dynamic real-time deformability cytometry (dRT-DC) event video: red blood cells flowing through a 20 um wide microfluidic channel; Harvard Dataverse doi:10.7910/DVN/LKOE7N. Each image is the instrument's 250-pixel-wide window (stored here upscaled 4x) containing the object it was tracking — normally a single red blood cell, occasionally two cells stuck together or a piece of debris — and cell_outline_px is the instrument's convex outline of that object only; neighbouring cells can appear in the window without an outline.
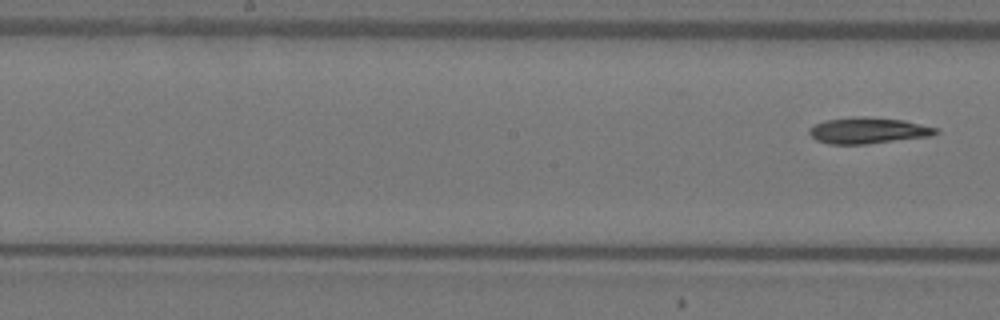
{"species": "Egyptian fruit bat (a non-hibernating species)", "species_latin": "Rousettus aegyptiacus", "temperature_condition": "warm", "stored_images_in_passage": 6, "segment_of_instrument_passage": [2, 2], "camera_frame_rate_fps": 3000, "um_per_image_px": 0.085, "animal": {"sex": "female"}, "frame": {"image": 1, "passage_image": 6, "time_ms": 1.667, "image_size_px": [1000, 320], "cell_outline_px": [[940, 132], [928, 136], [864, 144], [828, 144], [816, 140], [808, 132], [808, 128], [824, 120], [852, 116], [864, 116], [904, 120], [940, 128]], "centroid_in_image_um": [73.77, 11.08], "position_along_channel_um": 174.4, "area_um2": 19.36}}